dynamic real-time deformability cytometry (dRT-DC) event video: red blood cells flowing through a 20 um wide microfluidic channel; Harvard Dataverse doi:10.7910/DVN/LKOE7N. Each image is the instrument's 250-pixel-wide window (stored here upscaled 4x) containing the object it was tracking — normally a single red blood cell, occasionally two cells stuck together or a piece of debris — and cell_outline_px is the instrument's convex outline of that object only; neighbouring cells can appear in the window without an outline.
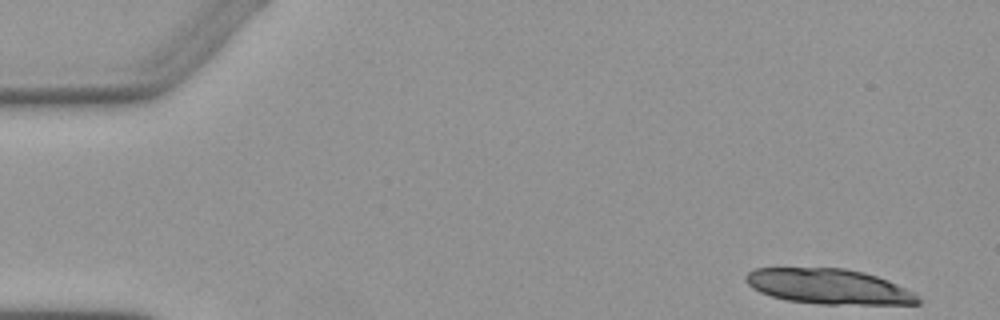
{"species": "Egyptian fruit bat (a non-hibernating species)", "species_latin": "Rousettus aegyptiacus", "temperature_condition": "warm", "stored_images_in_passage": 6, "segment_of_instrument_passage": [1, 2], "camera_frame_rate_fps": 3000, "um_per_image_px": 0.085, "animal": {"sex": "female"}, "frame": {"image": 1, "passage_image": 1, "time_ms": 0.0, "image_size_px": [1000, 320], "cell_outline_px": [[924, 300], [920, 304], [820, 304], [788, 300], [772, 296], [760, 292], [752, 288], [744, 280], [744, 276], [748, 272], [756, 268], [844, 268], [864, 272], [888, 280], [916, 292]], "centroid_in_image_um": [70.5, 24.35], "position_along_channel_um": 14.5, "area_um2": 35.55}}